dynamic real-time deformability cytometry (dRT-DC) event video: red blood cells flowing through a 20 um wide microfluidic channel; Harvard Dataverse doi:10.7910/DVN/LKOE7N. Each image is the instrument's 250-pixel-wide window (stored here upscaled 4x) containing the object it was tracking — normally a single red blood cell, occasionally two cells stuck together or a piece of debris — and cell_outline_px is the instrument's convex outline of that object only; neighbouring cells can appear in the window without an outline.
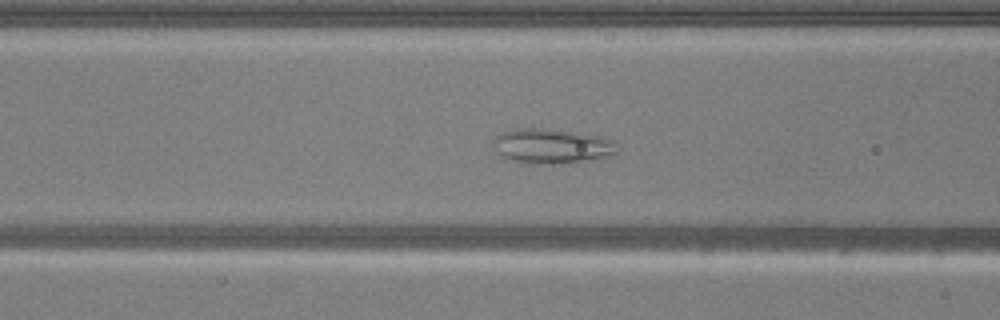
{"species": "common noctule bat (a hibernating species)", "species_latin": "Nyctalus noctula", "temperature_condition": "warm", "stored_images_in_passage": 48, "camera_frame_rate_fps": 3000, "um_per_image_px": 0.085, "animal": {"sex": "male", "body_mass_g": 20.5, "forearm_length_mm": 52.5}, "frame": {"image": 1, "passage_image": 16, "time_ms": 5.0, "image_size_px": [1000, 320], "cell_outline_px": [[620, 152], [592, 160], [552, 164], [532, 164], [512, 160], [500, 156], [496, 152], [492, 144], [492, 140], [496, 136], [504, 132], [516, 128], [544, 128], [596, 136], [612, 140], [616, 144]], "centroid_in_image_um": [46.86, 12.43], "position_along_channel_um": 119.7, "area_um2": 25.09}}
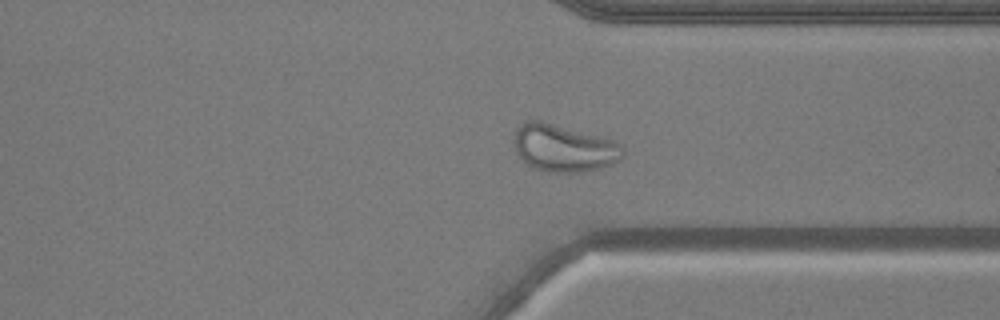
{"frame": {"image": 2, "passage_image": 35, "time_ms": 11.333, "image_size_px": [1000, 320], "cell_outline_px": [[624, 156], [620, 160], [612, 164], [600, 168], [580, 172], [548, 172], [532, 168], [524, 164], [516, 152], [512, 144], [512, 140], [516, 128], [524, 120], [540, 120], [604, 136], [624, 144]], "centroid_in_image_um": [47.91, 12.57], "position_along_channel_um": 363.5, "area_um2": 30.98}}
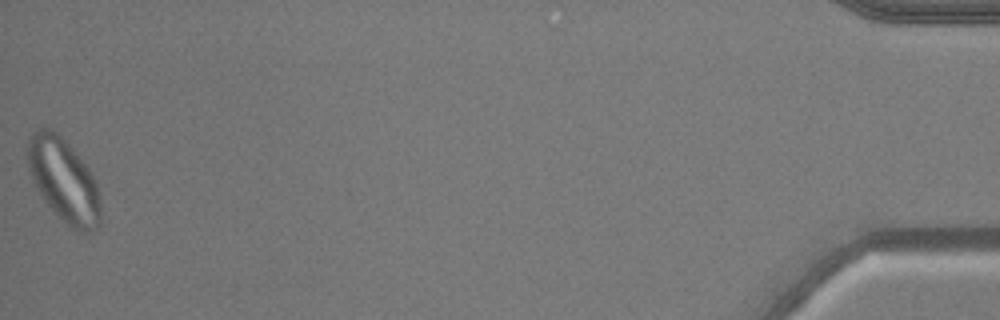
{"frame": {"image": 3, "passage_image": 48, "time_ms": 15.667, "image_size_px": [1000, 320], "cell_outline_px": [[100, 228], [88, 236], [68, 228], [52, 212], [36, 188], [32, 180], [28, 168], [28, 140], [32, 132], [40, 128], [48, 128], [56, 132], [72, 148], [92, 172], [96, 180], [100, 200]], "centroid_in_image_um": [5.45, 15.43], "position_along_channel_um": 429.8, "area_um2": 36.3}}